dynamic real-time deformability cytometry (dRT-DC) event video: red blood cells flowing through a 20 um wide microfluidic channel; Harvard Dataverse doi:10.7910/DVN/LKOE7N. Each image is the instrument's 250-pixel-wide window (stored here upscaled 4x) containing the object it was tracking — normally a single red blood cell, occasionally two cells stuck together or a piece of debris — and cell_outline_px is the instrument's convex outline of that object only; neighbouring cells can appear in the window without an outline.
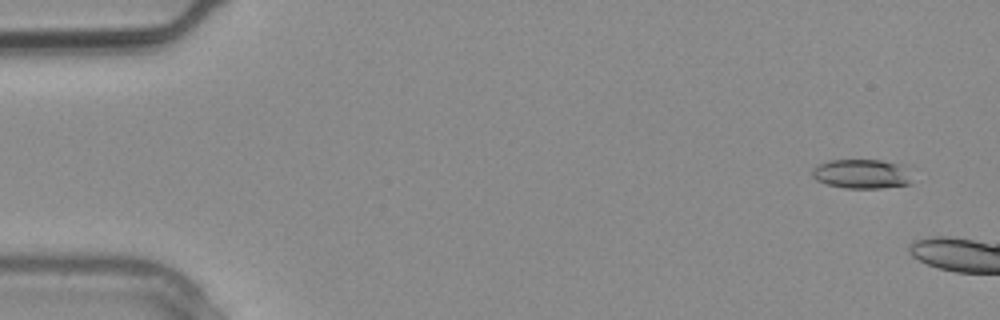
{"species": "common noctule bat (a hibernating species)", "species_latin": "Nyctalus noctula", "temperature_condition": "warm", "stored_images_in_passage": 4, "camera_frame_rate_fps": 3000, "um_per_image_px": 0.085, "animal": {"sex": "male", "body_mass_g": 20.4}, "frame": {"image": 1, "passage_image": 1, "time_ms": 0.0, "image_size_px": [1000, 320], "cell_outline_px": [[916, 168], [912, 184], [880, 188], [844, 188], [828, 184], [816, 180], [812, 176], [812, 168], [828, 160], [880, 160], [912, 164]], "centroid_in_image_um": [73.46, 14.76], "position_along_channel_um": 11.5, "area_um2": 18.09}}